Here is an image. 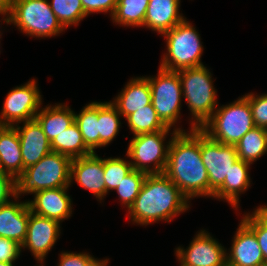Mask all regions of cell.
<instances>
[{"instance_id":"cell-1","label":"cell","mask_w":267,"mask_h":266,"mask_svg":"<svg viewBox=\"0 0 267 266\" xmlns=\"http://www.w3.org/2000/svg\"><path fill=\"white\" fill-rule=\"evenodd\" d=\"M174 129L164 174L188 198L209 196V179L200 152V129Z\"/></svg>"},{"instance_id":"cell-2","label":"cell","mask_w":267,"mask_h":266,"mask_svg":"<svg viewBox=\"0 0 267 266\" xmlns=\"http://www.w3.org/2000/svg\"><path fill=\"white\" fill-rule=\"evenodd\" d=\"M188 198L164 174H147L133 205L128 209L134 223L170 222L189 208Z\"/></svg>"},{"instance_id":"cell-3","label":"cell","mask_w":267,"mask_h":266,"mask_svg":"<svg viewBox=\"0 0 267 266\" xmlns=\"http://www.w3.org/2000/svg\"><path fill=\"white\" fill-rule=\"evenodd\" d=\"M71 161L66 155L51 152L38 163L29 166L16 179V198L22 193L69 187Z\"/></svg>"},{"instance_id":"cell-4","label":"cell","mask_w":267,"mask_h":266,"mask_svg":"<svg viewBox=\"0 0 267 266\" xmlns=\"http://www.w3.org/2000/svg\"><path fill=\"white\" fill-rule=\"evenodd\" d=\"M215 110L200 129L214 141L236 145L248 131L255 127L251 107L245 96Z\"/></svg>"},{"instance_id":"cell-5","label":"cell","mask_w":267,"mask_h":266,"mask_svg":"<svg viewBox=\"0 0 267 266\" xmlns=\"http://www.w3.org/2000/svg\"><path fill=\"white\" fill-rule=\"evenodd\" d=\"M178 73L183 97L195 119L191 130L201 129L217 107L216 90L212 84L211 73L204 65L181 69Z\"/></svg>"},{"instance_id":"cell-6","label":"cell","mask_w":267,"mask_h":266,"mask_svg":"<svg viewBox=\"0 0 267 266\" xmlns=\"http://www.w3.org/2000/svg\"><path fill=\"white\" fill-rule=\"evenodd\" d=\"M8 15L3 19L13 23L29 36L50 37L64 30L48 0H11Z\"/></svg>"},{"instance_id":"cell-7","label":"cell","mask_w":267,"mask_h":266,"mask_svg":"<svg viewBox=\"0 0 267 266\" xmlns=\"http://www.w3.org/2000/svg\"><path fill=\"white\" fill-rule=\"evenodd\" d=\"M166 37L167 53L160 68L169 71L202 66V44L195 28L185 19L163 34Z\"/></svg>"},{"instance_id":"cell-8","label":"cell","mask_w":267,"mask_h":266,"mask_svg":"<svg viewBox=\"0 0 267 266\" xmlns=\"http://www.w3.org/2000/svg\"><path fill=\"white\" fill-rule=\"evenodd\" d=\"M150 84L152 105L161 121L169 128L180 114L182 84L178 71L159 68L155 78L146 77Z\"/></svg>"},{"instance_id":"cell-9","label":"cell","mask_w":267,"mask_h":266,"mask_svg":"<svg viewBox=\"0 0 267 266\" xmlns=\"http://www.w3.org/2000/svg\"><path fill=\"white\" fill-rule=\"evenodd\" d=\"M169 130L171 129L134 136L126 154L134 160L130 162L133 169L147 174H161L164 172L168 159L170 141L166 148H164L163 141L169 133ZM148 163H153V168H150Z\"/></svg>"},{"instance_id":"cell-10","label":"cell","mask_w":267,"mask_h":266,"mask_svg":"<svg viewBox=\"0 0 267 266\" xmlns=\"http://www.w3.org/2000/svg\"><path fill=\"white\" fill-rule=\"evenodd\" d=\"M200 152L208 174L209 197H213L238 160L236 147L214 141L200 130Z\"/></svg>"},{"instance_id":"cell-11","label":"cell","mask_w":267,"mask_h":266,"mask_svg":"<svg viewBox=\"0 0 267 266\" xmlns=\"http://www.w3.org/2000/svg\"><path fill=\"white\" fill-rule=\"evenodd\" d=\"M41 95L35 80L25 85L12 89L3 104L0 117V124L3 126H14L22 121L35 119L41 101Z\"/></svg>"},{"instance_id":"cell-12","label":"cell","mask_w":267,"mask_h":266,"mask_svg":"<svg viewBox=\"0 0 267 266\" xmlns=\"http://www.w3.org/2000/svg\"><path fill=\"white\" fill-rule=\"evenodd\" d=\"M181 266H226V250L204 230L198 232L188 249L178 247Z\"/></svg>"},{"instance_id":"cell-13","label":"cell","mask_w":267,"mask_h":266,"mask_svg":"<svg viewBox=\"0 0 267 266\" xmlns=\"http://www.w3.org/2000/svg\"><path fill=\"white\" fill-rule=\"evenodd\" d=\"M60 223L37 215L30 210L27 234L21 248H29L34 257L43 262L60 235Z\"/></svg>"},{"instance_id":"cell-14","label":"cell","mask_w":267,"mask_h":266,"mask_svg":"<svg viewBox=\"0 0 267 266\" xmlns=\"http://www.w3.org/2000/svg\"><path fill=\"white\" fill-rule=\"evenodd\" d=\"M226 266H264V256L254 231L241 219Z\"/></svg>"},{"instance_id":"cell-15","label":"cell","mask_w":267,"mask_h":266,"mask_svg":"<svg viewBox=\"0 0 267 266\" xmlns=\"http://www.w3.org/2000/svg\"><path fill=\"white\" fill-rule=\"evenodd\" d=\"M71 180L91 191L98 199L105 196L104 159L95 152L90 155L74 158L71 161Z\"/></svg>"},{"instance_id":"cell-16","label":"cell","mask_w":267,"mask_h":266,"mask_svg":"<svg viewBox=\"0 0 267 266\" xmlns=\"http://www.w3.org/2000/svg\"><path fill=\"white\" fill-rule=\"evenodd\" d=\"M15 126L19 136L24 169L38 163L52 152L51 142L36 119L25 121L22 128Z\"/></svg>"},{"instance_id":"cell-17","label":"cell","mask_w":267,"mask_h":266,"mask_svg":"<svg viewBox=\"0 0 267 266\" xmlns=\"http://www.w3.org/2000/svg\"><path fill=\"white\" fill-rule=\"evenodd\" d=\"M68 187L46 189L34 193V200L28 201L31 212L60 221L68 218L72 213L71 199L67 195Z\"/></svg>"},{"instance_id":"cell-18","label":"cell","mask_w":267,"mask_h":266,"mask_svg":"<svg viewBox=\"0 0 267 266\" xmlns=\"http://www.w3.org/2000/svg\"><path fill=\"white\" fill-rule=\"evenodd\" d=\"M30 214L28 202H8L0 206V237L9 238L20 245L27 234Z\"/></svg>"},{"instance_id":"cell-19","label":"cell","mask_w":267,"mask_h":266,"mask_svg":"<svg viewBox=\"0 0 267 266\" xmlns=\"http://www.w3.org/2000/svg\"><path fill=\"white\" fill-rule=\"evenodd\" d=\"M180 0H150L144 26L164 34L185 18L179 14Z\"/></svg>"},{"instance_id":"cell-20","label":"cell","mask_w":267,"mask_h":266,"mask_svg":"<svg viewBox=\"0 0 267 266\" xmlns=\"http://www.w3.org/2000/svg\"><path fill=\"white\" fill-rule=\"evenodd\" d=\"M116 98L111 103L117 108L119 114L126 118L152 103L149 81L145 77L131 79Z\"/></svg>"},{"instance_id":"cell-21","label":"cell","mask_w":267,"mask_h":266,"mask_svg":"<svg viewBox=\"0 0 267 266\" xmlns=\"http://www.w3.org/2000/svg\"><path fill=\"white\" fill-rule=\"evenodd\" d=\"M0 165L1 172L10 174L15 179L25 170L15 126H4L0 130Z\"/></svg>"},{"instance_id":"cell-22","label":"cell","mask_w":267,"mask_h":266,"mask_svg":"<svg viewBox=\"0 0 267 266\" xmlns=\"http://www.w3.org/2000/svg\"><path fill=\"white\" fill-rule=\"evenodd\" d=\"M75 113L65 105L46 106L35 115L48 140L52 142L75 122Z\"/></svg>"},{"instance_id":"cell-23","label":"cell","mask_w":267,"mask_h":266,"mask_svg":"<svg viewBox=\"0 0 267 266\" xmlns=\"http://www.w3.org/2000/svg\"><path fill=\"white\" fill-rule=\"evenodd\" d=\"M250 163L238 159L232 166L224 183L214 192V198L226 199L233 207L238 206L239 193L250 186L248 169Z\"/></svg>"},{"instance_id":"cell-24","label":"cell","mask_w":267,"mask_h":266,"mask_svg":"<svg viewBox=\"0 0 267 266\" xmlns=\"http://www.w3.org/2000/svg\"><path fill=\"white\" fill-rule=\"evenodd\" d=\"M51 149L52 152L66 155L71 159L87 156L93 153L85 145L76 122L51 142Z\"/></svg>"},{"instance_id":"cell-25","label":"cell","mask_w":267,"mask_h":266,"mask_svg":"<svg viewBox=\"0 0 267 266\" xmlns=\"http://www.w3.org/2000/svg\"><path fill=\"white\" fill-rule=\"evenodd\" d=\"M238 159L252 164L267 152V129L254 127L235 145Z\"/></svg>"},{"instance_id":"cell-26","label":"cell","mask_w":267,"mask_h":266,"mask_svg":"<svg viewBox=\"0 0 267 266\" xmlns=\"http://www.w3.org/2000/svg\"><path fill=\"white\" fill-rule=\"evenodd\" d=\"M74 115L85 145L95 152V148L99 147L98 102L88 104Z\"/></svg>"},{"instance_id":"cell-27","label":"cell","mask_w":267,"mask_h":266,"mask_svg":"<svg viewBox=\"0 0 267 266\" xmlns=\"http://www.w3.org/2000/svg\"><path fill=\"white\" fill-rule=\"evenodd\" d=\"M150 0H118L112 16L113 22L124 26H144V19Z\"/></svg>"},{"instance_id":"cell-28","label":"cell","mask_w":267,"mask_h":266,"mask_svg":"<svg viewBox=\"0 0 267 266\" xmlns=\"http://www.w3.org/2000/svg\"><path fill=\"white\" fill-rule=\"evenodd\" d=\"M120 116L111 102H98L99 147L108 145L116 137L121 124Z\"/></svg>"},{"instance_id":"cell-29","label":"cell","mask_w":267,"mask_h":266,"mask_svg":"<svg viewBox=\"0 0 267 266\" xmlns=\"http://www.w3.org/2000/svg\"><path fill=\"white\" fill-rule=\"evenodd\" d=\"M126 119L134 136L170 129L161 121L152 103L128 115Z\"/></svg>"},{"instance_id":"cell-30","label":"cell","mask_w":267,"mask_h":266,"mask_svg":"<svg viewBox=\"0 0 267 266\" xmlns=\"http://www.w3.org/2000/svg\"><path fill=\"white\" fill-rule=\"evenodd\" d=\"M50 7L64 28L77 25L87 15L84 12L81 0H52Z\"/></svg>"},{"instance_id":"cell-31","label":"cell","mask_w":267,"mask_h":266,"mask_svg":"<svg viewBox=\"0 0 267 266\" xmlns=\"http://www.w3.org/2000/svg\"><path fill=\"white\" fill-rule=\"evenodd\" d=\"M132 170L130 161L121 158L104 159L105 195L109 190H115Z\"/></svg>"},{"instance_id":"cell-32","label":"cell","mask_w":267,"mask_h":266,"mask_svg":"<svg viewBox=\"0 0 267 266\" xmlns=\"http://www.w3.org/2000/svg\"><path fill=\"white\" fill-rule=\"evenodd\" d=\"M147 173L133 169L127 176L124 177L120 185L115 189L124 205L128 209L133 205L138 196L142 185L145 181Z\"/></svg>"},{"instance_id":"cell-33","label":"cell","mask_w":267,"mask_h":266,"mask_svg":"<svg viewBox=\"0 0 267 266\" xmlns=\"http://www.w3.org/2000/svg\"><path fill=\"white\" fill-rule=\"evenodd\" d=\"M242 220L254 231L267 264V221L256 210L251 215H244Z\"/></svg>"},{"instance_id":"cell-34","label":"cell","mask_w":267,"mask_h":266,"mask_svg":"<svg viewBox=\"0 0 267 266\" xmlns=\"http://www.w3.org/2000/svg\"><path fill=\"white\" fill-rule=\"evenodd\" d=\"M245 97L249 101L255 126L267 129V94L255 96L251 93Z\"/></svg>"},{"instance_id":"cell-35","label":"cell","mask_w":267,"mask_h":266,"mask_svg":"<svg viewBox=\"0 0 267 266\" xmlns=\"http://www.w3.org/2000/svg\"><path fill=\"white\" fill-rule=\"evenodd\" d=\"M21 252V245L9 238L0 237V262L14 263Z\"/></svg>"},{"instance_id":"cell-36","label":"cell","mask_w":267,"mask_h":266,"mask_svg":"<svg viewBox=\"0 0 267 266\" xmlns=\"http://www.w3.org/2000/svg\"><path fill=\"white\" fill-rule=\"evenodd\" d=\"M86 15L95 12H111L113 16L118 0H81Z\"/></svg>"},{"instance_id":"cell-37","label":"cell","mask_w":267,"mask_h":266,"mask_svg":"<svg viewBox=\"0 0 267 266\" xmlns=\"http://www.w3.org/2000/svg\"><path fill=\"white\" fill-rule=\"evenodd\" d=\"M9 195L16 197L15 178L10 174L0 172V206L10 202Z\"/></svg>"},{"instance_id":"cell-38","label":"cell","mask_w":267,"mask_h":266,"mask_svg":"<svg viewBox=\"0 0 267 266\" xmlns=\"http://www.w3.org/2000/svg\"><path fill=\"white\" fill-rule=\"evenodd\" d=\"M92 258L86 253H68L63 252L60 255V262L58 266H85V264Z\"/></svg>"},{"instance_id":"cell-39","label":"cell","mask_w":267,"mask_h":266,"mask_svg":"<svg viewBox=\"0 0 267 266\" xmlns=\"http://www.w3.org/2000/svg\"><path fill=\"white\" fill-rule=\"evenodd\" d=\"M108 260H96L95 258H91L86 264L85 266H107Z\"/></svg>"},{"instance_id":"cell-40","label":"cell","mask_w":267,"mask_h":266,"mask_svg":"<svg viewBox=\"0 0 267 266\" xmlns=\"http://www.w3.org/2000/svg\"><path fill=\"white\" fill-rule=\"evenodd\" d=\"M256 211L267 221V206H261Z\"/></svg>"},{"instance_id":"cell-41","label":"cell","mask_w":267,"mask_h":266,"mask_svg":"<svg viewBox=\"0 0 267 266\" xmlns=\"http://www.w3.org/2000/svg\"><path fill=\"white\" fill-rule=\"evenodd\" d=\"M11 0H0V8L8 9Z\"/></svg>"},{"instance_id":"cell-42","label":"cell","mask_w":267,"mask_h":266,"mask_svg":"<svg viewBox=\"0 0 267 266\" xmlns=\"http://www.w3.org/2000/svg\"><path fill=\"white\" fill-rule=\"evenodd\" d=\"M0 14L1 15H8V10L7 9H4V8H0Z\"/></svg>"},{"instance_id":"cell-43","label":"cell","mask_w":267,"mask_h":266,"mask_svg":"<svg viewBox=\"0 0 267 266\" xmlns=\"http://www.w3.org/2000/svg\"><path fill=\"white\" fill-rule=\"evenodd\" d=\"M0 266H13V264L7 262H0Z\"/></svg>"},{"instance_id":"cell-44","label":"cell","mask_w":267,"mask_h":266,"mask_svg":"<svg viewBox=\"0 0 267 266\" xmlns=\"http://www.w3.org/2000/svg\"><path fill=\"white\" fill-rule=\"evenodd\" d=\"M4 126L0 124V130L3 128ZM0 172H1V165H0Z\"/></svg>"}]
</instances>
